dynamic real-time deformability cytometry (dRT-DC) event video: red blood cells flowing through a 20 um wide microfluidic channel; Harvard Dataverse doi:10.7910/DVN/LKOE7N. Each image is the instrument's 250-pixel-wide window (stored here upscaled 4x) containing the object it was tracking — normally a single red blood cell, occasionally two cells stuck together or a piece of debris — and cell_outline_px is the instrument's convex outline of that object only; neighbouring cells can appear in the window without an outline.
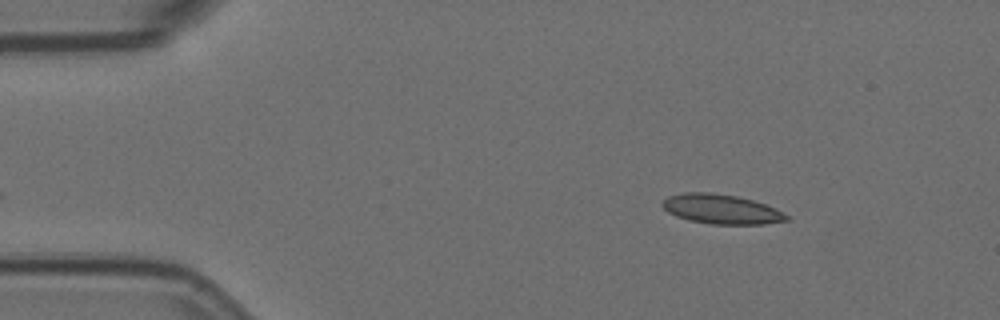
{"species": "Egyptian fruit bat (a non-hibernating species)", "species_latin": "Rousettus aegyptiacus", "temperature_condition": "room temperature", "stored_images_in_passage": 7, "camera_frame_rate_fps": 3000, "um_per_image_px": 0.085, "animal": {"sex": "female"}, "frame": {"image": 1, "passage_image": 1, "time_ms": 0.0, "image_size_px": [1000, 320], "cell_outline_px": [[788, 220], [764, 224], [712, 224], [688, 220], [676, 216], [668, 212], [660, 204], [668, 196], [684, 192], [708, 192], [736, 196], [752, 200], [776, 208], [788, 216]], "centroid_in_image_um": [61.28, 17.77], "position_along_channel_um": 23.7, "area_um2": 21.27}}
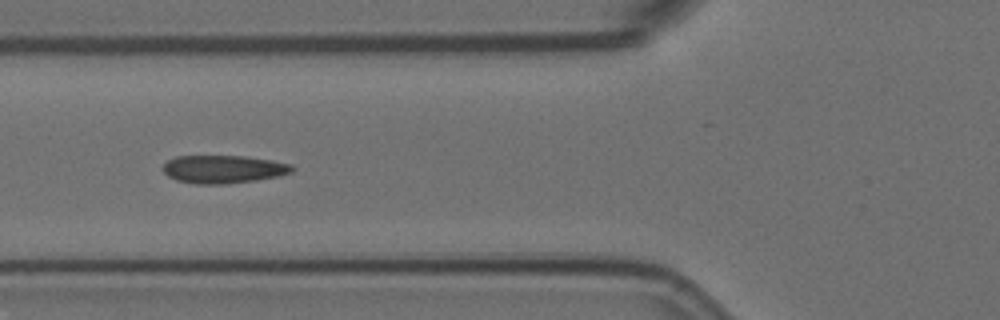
{"frame": {"image": 2, "passage_image": 4, "time_ms": 1.0, "image_size_px": [1000, 320], "cell_outline_px": [[296, 168], [292, 172], [280, 176], [256, 180], [224, 184], [196, 184], [176, 180], [168, 176], [160, 168], [168, 160], [176, 156], [244, 156], [272, 160], [292, 164]], "centroid_in_image_um": [19.0, 14.38], "position_along_channel_um": 106.8, "area_um2": 21.27}}
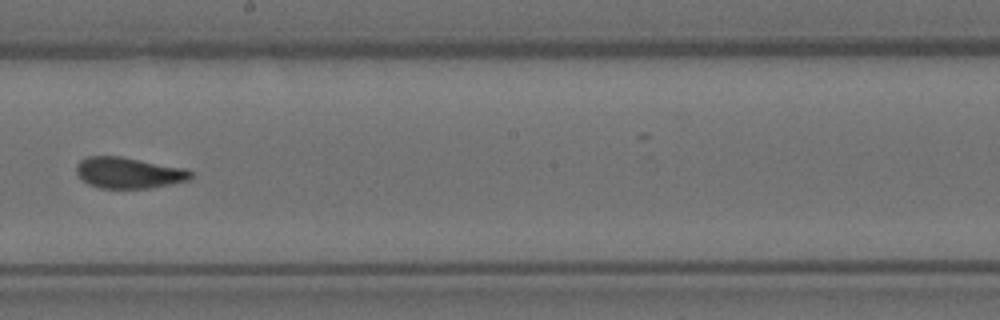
{"frame": {"image": 3, "passage_image": 7, "time_ms": 2.0, "image_size_px": [1000, 320], "cell_outline_px": [[192, 176], [188, 180], [172, 184], [148, 188], [96, 188], [88, 184], [76, 172], [76, 164], [80, 160], [88, 156], [120, 156], [184, 168], [192, 172]], "centroid_in_image_um": [10.91, 14.69], "position_along_channel_um": 237.3, "area_um2": 20.63}}